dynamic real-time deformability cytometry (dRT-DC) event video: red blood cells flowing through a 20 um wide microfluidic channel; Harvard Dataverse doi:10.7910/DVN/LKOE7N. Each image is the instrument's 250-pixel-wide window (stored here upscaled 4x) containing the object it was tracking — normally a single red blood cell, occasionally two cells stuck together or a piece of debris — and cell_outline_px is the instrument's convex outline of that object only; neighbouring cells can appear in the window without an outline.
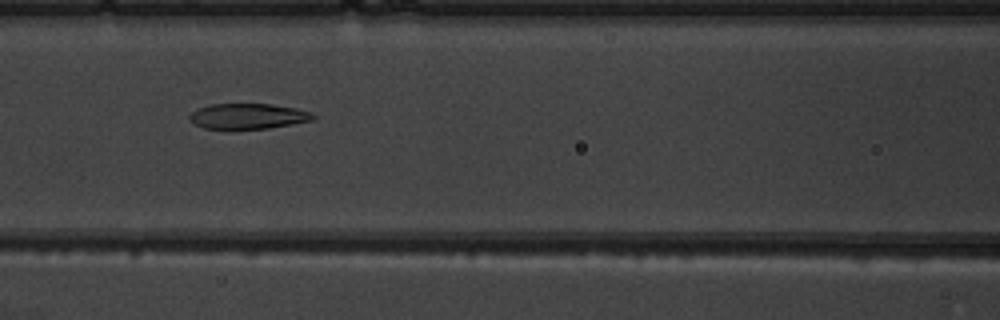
{"species": "common noctule bat (a hibernating species)", "species_latin": "Nyctalus noctula", "temperature_condition": "warm", "stored_images_in_passage": 8, "segment_of_instrument_passage": [1, 2], "camera_frame_rate_fps": 3000, "um_per_image_px": 0.085, "animal": {"sex": "male", "body_mass_g": 19.5, "forearm_length_mm": 54.6}, "frame": {"image": 1, "passage_image": 5, "time_ms": 5.333, "image_size_px": [1000, 320], "cell_outline_px": [[316, 116], [312, 120], [292, 124], [268, 128], [204, 128], [192, 124], [188, 120], [188, 116], [196, 108], [208, 104], [272, 104], [296, 108], [312, 112]], "centroid_in_image_um": [21.04, 9.86], "position_along_channel_um": 145.6, "area_um2": 18.38}}
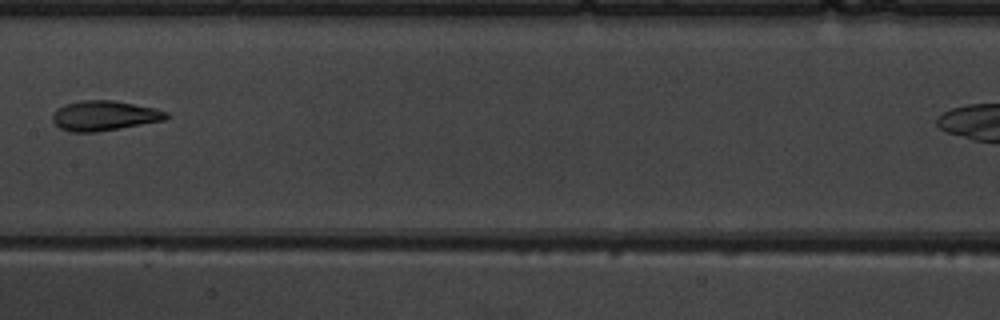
{"frame": {"image": 2, "passage_image": 6, "time_ms": 6.667, "image_size_px": [1000, 320], "cell_outline_px": [[172, 116], [164, 120], [120, 128], [96, 132], [72, 132], [60, 128], [52, 120], [52, 116], [56, 108], [64, 104], [80, 100], [112, 100], [156, 108], [168, 112]], "centroid_in_image_um": [8.87, 9.82], "position_along_channel_um": 198.5, "area_um2": 19.94}}
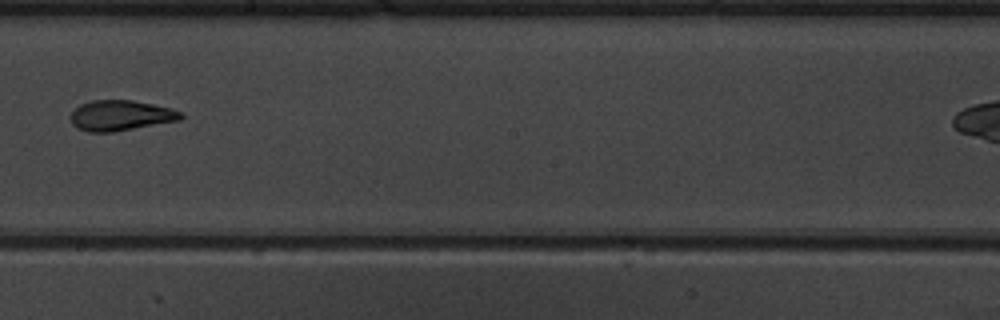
{"frame": {"image": 3, "passage_image": 7, "time_ms": 7.667, "image_size_px": [1000, 320], "cell_outline_px": [[184, 116], [180, 120], [112, 132], [88, 132], [72, 124], [72, 112], [80, 104], [92, 100], [132, 100], [172, 108], [184, 112]], "centroid_in_image_um": [10.3, 9.81], "position_along_channel_um": 237.9, "area_um2": 19.42}}